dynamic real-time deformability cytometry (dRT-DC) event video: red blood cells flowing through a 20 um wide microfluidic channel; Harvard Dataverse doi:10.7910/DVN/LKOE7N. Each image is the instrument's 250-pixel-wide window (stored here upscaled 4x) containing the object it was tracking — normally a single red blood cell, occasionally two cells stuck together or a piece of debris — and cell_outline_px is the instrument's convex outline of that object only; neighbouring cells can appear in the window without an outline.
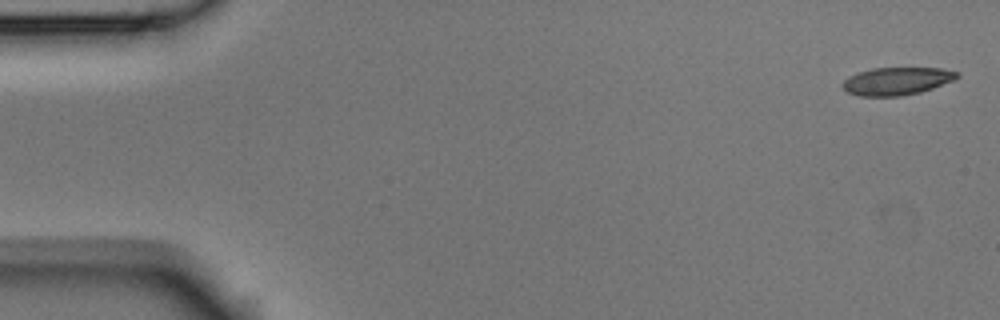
{"species": "Egyptian fruit bat (a non-hibernating species)", "species_latin": "Rousettus aegyptiacus", "temperature_condition": "room temperature", "stored_images_in_passage": 5, "segment_of_instrument_passage": [1, 2], "camera_frame_rate_fps": 3000, "um_per_image_px": 0.085, "animal": {"sex": "male"}, "frame": {"image": 1, "passage_image": 1, "time_ms": 0.0, "image_size_px": [1000, 320], "cell_outline_px": [[960, 76], [952, 80], [932, 88], [920, 92], [900, 96], [860, 96], [848, 92], [840, 84], [848, 76], [872, 68], [940, 68], [960, 72]], "centroid_in_image_um": [76.21, 6.89], "position_along_channel_um": 8.8, "area_um2": 18.38}}
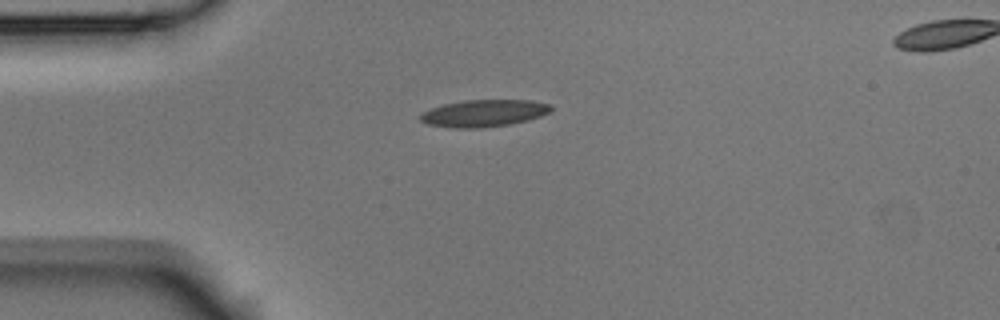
{"frame": {"image": 2, "passage_image": 4, "time_ms": 1.0, "image_size_px": [1000, 320], "cell_outline_px": [[552, 108], [548, 112], [540, 116], [528, 120], [508, 124], [476, 128], [456, 128], [428, 124], [420, 120], [420, 116], [424, 112], [432, 108], [444, 104], [464, 100], [528, 100], [552, 104]], "centroid_in_image_um": [41.14, 9.61], "position_along_channel_um": 43.9, "area_um2": 20.29}}